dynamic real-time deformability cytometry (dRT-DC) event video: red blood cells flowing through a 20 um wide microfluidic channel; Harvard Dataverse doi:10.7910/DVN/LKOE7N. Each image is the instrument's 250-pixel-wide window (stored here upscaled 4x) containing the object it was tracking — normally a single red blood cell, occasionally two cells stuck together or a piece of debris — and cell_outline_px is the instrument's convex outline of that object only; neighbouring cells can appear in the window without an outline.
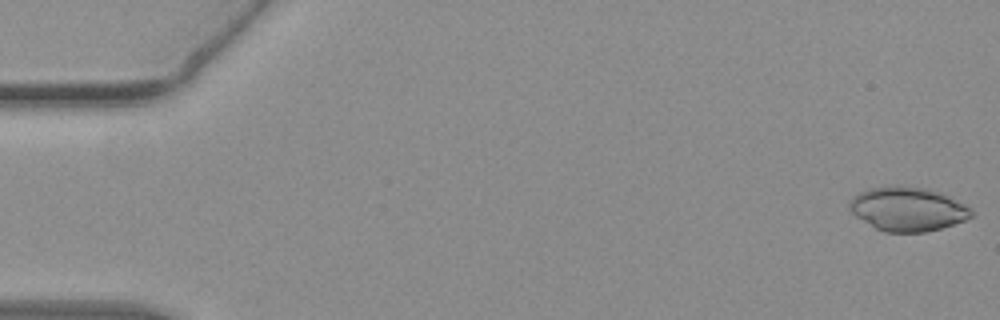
{"species": "common noctule bat (a hibernating species)", "species_latin": "Nyctalus noctula", "temperature_condition": "warm", "stored_images_in_passage": 53, "camera_frame_rate_fps": 3000, "um_per_image_px": 0.085, "animal": {"sex": "female", "body_mass_g": 19.3, "forearm_length_mm": 54.1}, "frame": {"image": 1, "passage_image": 1, "time_ms": 0.0, "image_size_px": [1000, 320], "cell_outline_px": [[972, 216], [964, 220], [940, 228], [924, 232], [884, 232], [876, 228], [856, 216], [848, 208], [848, 204], [860, 192], [868, 188], [896, 184], [924, 188], [940, 192], [972, 208]], "centroid_in_image_um": [77.14, 17.75], "position_along_channel_um": 7.9, "area_um2": 31.1}}